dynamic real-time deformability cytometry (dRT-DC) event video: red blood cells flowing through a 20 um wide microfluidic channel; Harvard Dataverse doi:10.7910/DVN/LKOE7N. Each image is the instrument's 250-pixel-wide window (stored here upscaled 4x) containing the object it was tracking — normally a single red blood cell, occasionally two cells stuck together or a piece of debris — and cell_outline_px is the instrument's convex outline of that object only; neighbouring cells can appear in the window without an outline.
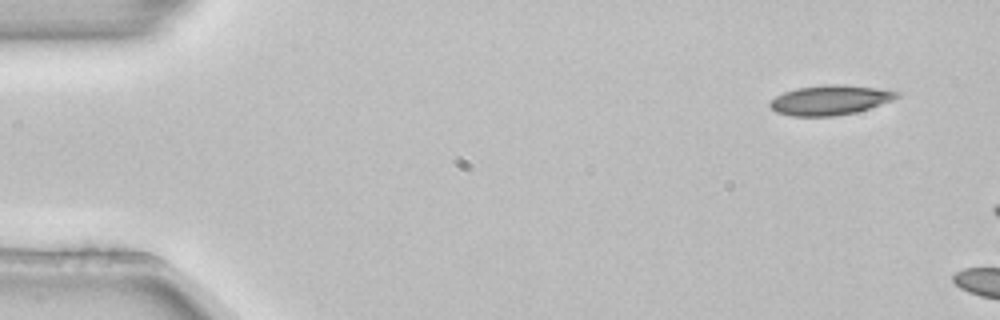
{"species": "common noctule bat (a hibernating species)", "species_latin": "Nyctalus noctula", "temperature_condition": "room temperature", "stored_images_in_passage": 2, "camera_frame_rate_fps": 3000, "um_per_image_px": 0.085, "animal": {"sex": "female", "body_mass_g": 22.7, "forearm_length_mm": 54.2}, "frame": {"image": 1, "passage_image": 1, "time_ms": 0.0, "image_size_px": [1000, 320], "cell_outline_px": [[900, 96], [892, 100], [856, 112], [836, 116], [792, 116], [776, 112], [768, 104], [776, 96], [784, 92], [796, 88], [824, 84], [840, 84], [876, 88], [900, 92]], "centroid_in_image_um": [70.54, 8.5], "position_along_channel_um": 14.5, "area_um2": 21.91}}